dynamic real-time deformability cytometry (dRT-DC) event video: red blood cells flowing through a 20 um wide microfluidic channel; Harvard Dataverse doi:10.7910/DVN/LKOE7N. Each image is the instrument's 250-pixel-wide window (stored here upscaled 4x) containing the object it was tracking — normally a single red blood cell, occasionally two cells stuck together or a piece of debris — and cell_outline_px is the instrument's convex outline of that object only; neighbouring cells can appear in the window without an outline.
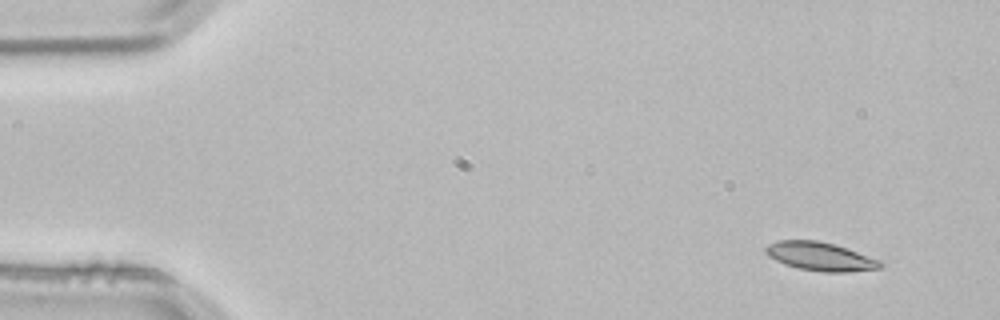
{"species": "common noctule bat (a hibernating species)", "species_latin": "Nyctalus noctula", "temperature_condition": "room temperature", "stored_images_in_passage": 3, "camera_frame_rate_fps": 3000, "um_per_image_px": 0.085, "animal": {"sex": "male", "body_mass_g": 21.5, "forearm_length_mm": 52.0}, "frame": {"image": 1, "passage_image": 1, "time_ms": 0.0, "image_size_px": [1000, 320], "cell_outline_px": [[884, 264], [880, 268], [844, 272], [824, 272], [800, 268], [784, 264], [768, 256], [764, 252], [764, 248], [768, 244], [776, 240], [820, 240], [836, 244], [880, 260]], "centroid_in_image_um": [69.7, 21.78], "position_along_channel_um": 15.3, "area_um2": 19.13}}
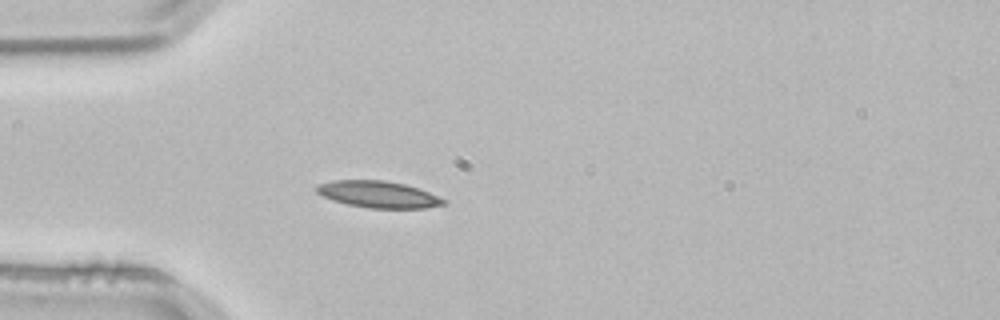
{"frame": {"image": 2, "passage_image": 3, "time_ms": 0.667, "image_size_px": [1000, 320], "cell_outline_px": [[448, 200], [444, 204], [424, 208], [368, 208], [348, 204], [332, 200], [316, 192], [316, 184], [332, 180], [384, 180], [404, 184], [428, 192]], "centroid_in_image_um": [32.13, 16.52], "position_along_channel_um": 52.9, "area_um2": 19.65}}